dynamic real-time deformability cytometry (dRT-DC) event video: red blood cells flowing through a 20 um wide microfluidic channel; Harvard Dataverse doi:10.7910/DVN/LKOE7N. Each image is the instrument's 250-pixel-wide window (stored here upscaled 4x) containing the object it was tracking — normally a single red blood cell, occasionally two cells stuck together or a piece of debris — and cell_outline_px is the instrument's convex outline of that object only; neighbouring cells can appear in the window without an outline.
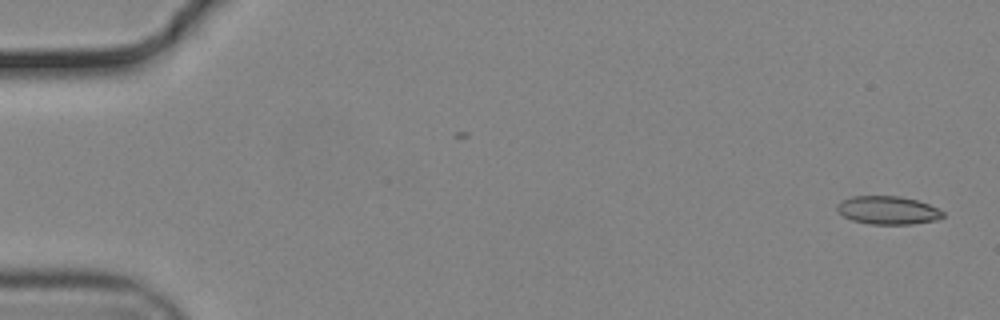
{"species": "common noctule bat (a hibernating species)", "species_latin": "Nyctalus noctula", "temperature_condition": "cold", "stored_images_in_passage": 51, "camera_frame_rate_fps": 3000, "um_per_image_px": 0.085, "animal": {"sex": "male", "body_mass_g": 19.2, "forearm_length_mm": 51.8}, "frame": {"image": 1, "passage_image": 1, "time_ms": 0.0, "image_size_px": [1000, 320], "cell_outline_px": [[944, 216], [936, 220], [912, 224], [868, 224], [852, 220], [844, 216], [836, 208], [836, 204], [840, 200], [852, 196], [900, 196], [916, 200], [928, 204], [944, 212]], "centroid_in_image_um": [75.44, 17.87], "position_along_channel_um": 9.6, "area_um2": 17.4}}
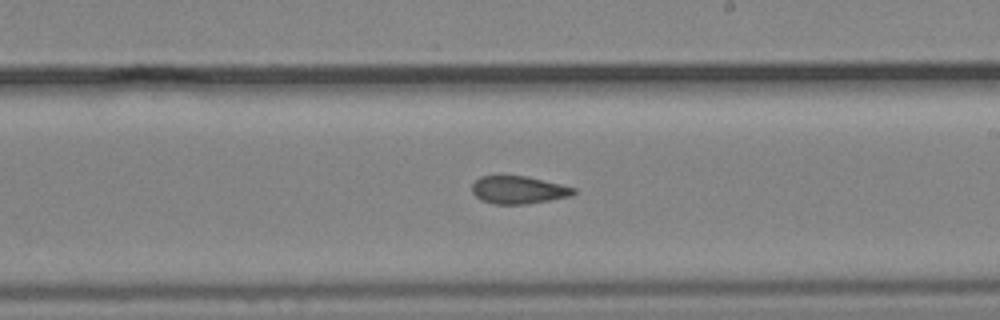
{"frame": {"image": 2, "passage_image": 32, "time_ms": 10.333, "image_size_px": [1000, 320], "cell_outline_px": [[576, 192], [572, 196], [528, 204], [492, 204], [480, 200], [472, 192], [472, 184], [480, 176], [528, 176], [576, 188]], "centroid_in_image_um": [44.07, 16.15], "position_along_channel_um": 244.9, "area_um2": 16.53}}
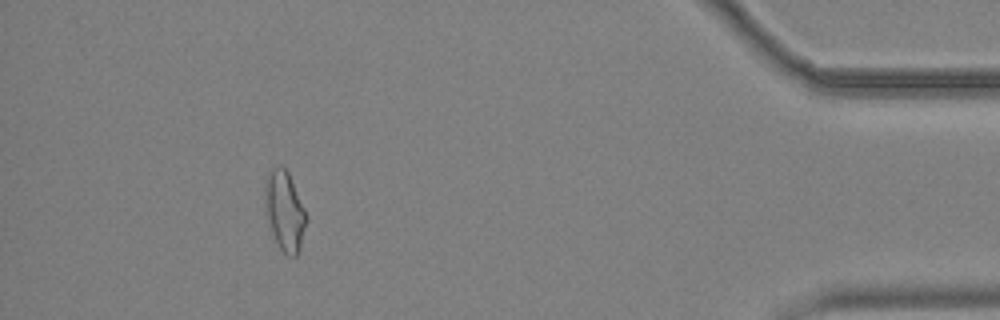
{"frame": {"image": 3, "passage_image": 50, "time_ms": 16.333, "image_size_px": [1000, 320], "cell_outline_px": [[308, 220], [300, 248], [296, 256], [288, 256], [280, 248], [272, 232], [264, 204], [264, 180], [268, 172], [272, 168], [280, 164], [288, 172], [308, 216]], "centroid_in_image_um": [24.2, 17.89], "position_along_channel_um": 411.0, "area_um2": 19.31}}